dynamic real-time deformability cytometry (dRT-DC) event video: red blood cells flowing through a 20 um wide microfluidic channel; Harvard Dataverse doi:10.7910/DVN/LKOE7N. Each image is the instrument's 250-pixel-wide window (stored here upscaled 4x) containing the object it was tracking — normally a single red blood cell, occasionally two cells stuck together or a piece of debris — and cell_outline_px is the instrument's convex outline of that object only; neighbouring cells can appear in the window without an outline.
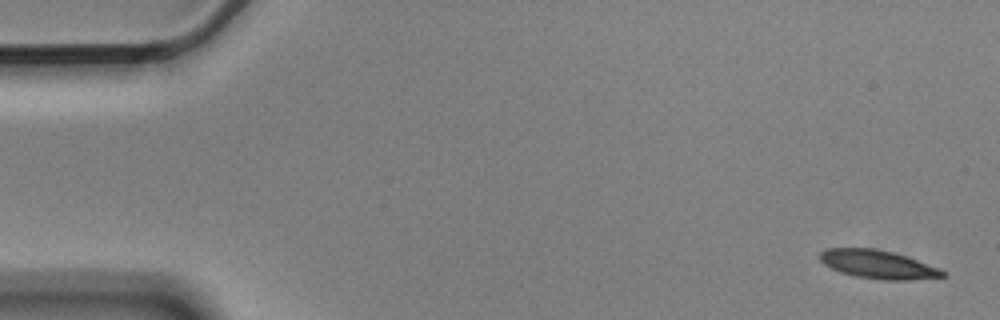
{"species": "Egyptian fruit bat (a non-hibernating species)", "species_latin": "Rousettus aegyptiacus", "temperature_condition": "cold", "stored_images_in_passage": 5, "camera_frame_rate_fps": 3000, "um_per_image_px": 0.085, "animal": {"sex": "male"}, "frame": {"image": 1, "passage_image": 1, "time_ms": 0.0, "image_size_px": [1000, 320], "cell_outline_px": [[948, 276], [912, 280], [880, 280], [856, 276], [840, 272], [824, 264], [820, 260], [820, 252], [828, 248], [872, 248], [892, 252], [940, 268]], "centroid_in_image_um": [74.63, 22.48], "position_along_channel_um": 10.4, "area_um2": 20.17}}
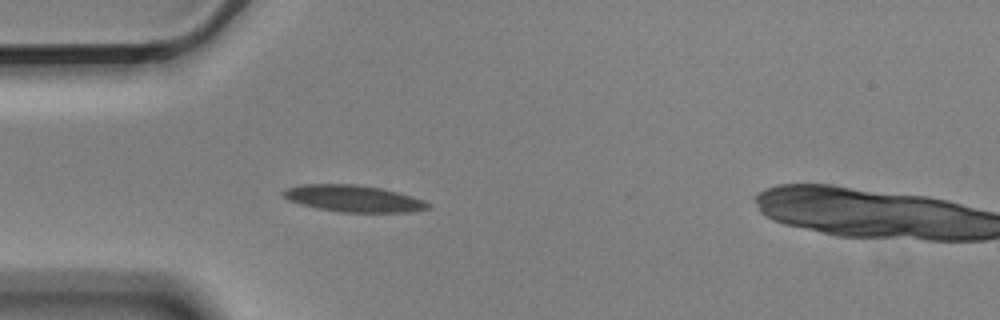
{"frame": {"image": 2, "passage_image": 4, "time_ms": 1.0, "image_size_px": [1000, 320], "cell_outline_px": [[432, 204], [428, 208], [412, 212], [340, 212], [316, 208], [300, 204], [288, 200], [280, 192], [288, 188], [300, 184], [356, 184], [380, 188], [412, 196], [424, 200]], "centroid_in_image_um": [30.03, 16.88], "position_along_channel_um": 55.0, "area_um2": 22.54}}